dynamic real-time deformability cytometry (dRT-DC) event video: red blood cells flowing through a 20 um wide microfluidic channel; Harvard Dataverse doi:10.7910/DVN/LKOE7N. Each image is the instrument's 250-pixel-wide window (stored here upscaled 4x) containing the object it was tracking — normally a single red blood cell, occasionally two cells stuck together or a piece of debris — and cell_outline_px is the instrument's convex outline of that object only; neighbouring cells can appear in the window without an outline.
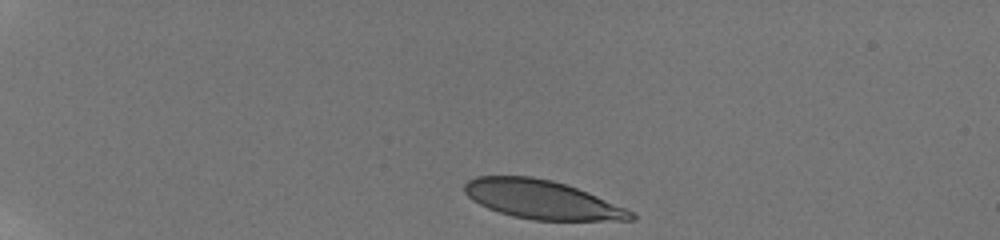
{"species": "human", "species_latin": "Homo sapiens", "temperature_condition": "room temperature", "stored_images_in_passage": 34, "camera_frame_rate_fps": 3000, "um_per_image_px": 0.085, "donor": {"sex": "male"}, "frame": {"image": 1, "passage_image": 1, "time_ms": 0.0, "image_size_px": [1000, 240], "cell_outline_px": [[636, 220], [532, 220], [512, 216], [488, 208], [472, 200], [464, 192], [464, 184], [468, 180], [476, 176], [532, 176], [552, 180], [588, 192], [624, 208], [632, 212], [636, 216]], "centroid_in_image_um": [46.02, 16.96], "position_along_channel_um": 39.0, "area_um2": 37.28}}
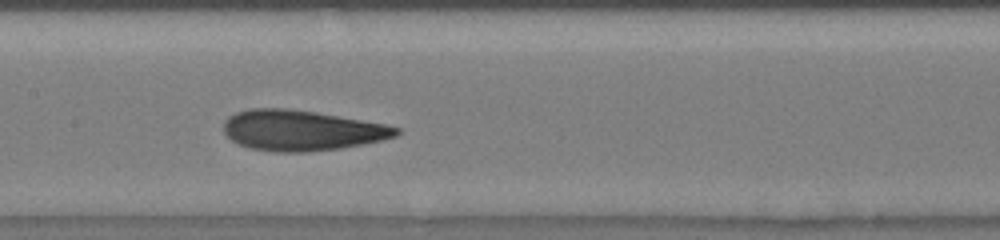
{"frame": {"image": 2, "passage_image": 18, "time_ms": 6.0, "image_size_px": [1000, 240], "cell_outline_px": [[400, 132], [396, 136], [384, 140], [364, 144], [340, 148], [308, 152], [276, 152], [248, 148], [232, 140], [224, 132], [224, 120], [228, 116], [236, 112], [248, 108], [288, 108], [316, 112], [384, 124], [400, 128]], "centroid_in_image_um": [25.62, 11.08], "position_along_channel_um": 181.8, "area_um2": 40.81}}
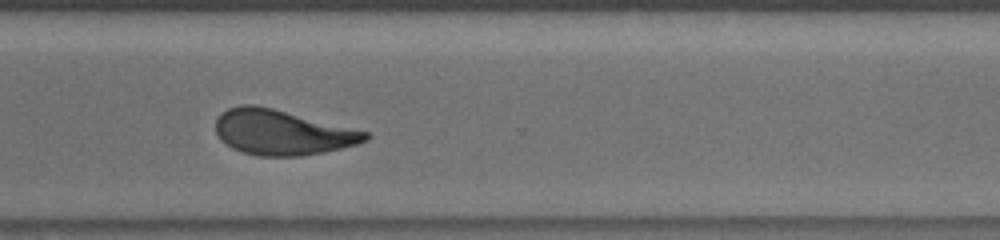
{"frame": {"image": 3, "passage_image": 30, "time_ms": 10.333, "image_size_px": [1000, 240], "cell_outline_px": [[372, 136], [368, 140], [356, 144], [324, 152], [300, 156], [260, 156], [244, 152], [232, 148], [220, 140], [216, 132], [216, 120], [220, 112], [228, 108], [240, 104], [252, 104], [272, 108], [368, 132]], "centroid_in_image_um": [23.94, 11.25], "position_along_channel_um": 346.7, "area_um2": 39.19}, "authors_computed_cell_mechanics": {"area_um2": 39.3618, "velocity_mm_per_s": 3.8201, "shape_relaxation_time_tau1_ms": 5.362, "shape_relaxation_time_tau2_ms": 1.4673, "deformation_change_tau1": 0.1836, "deformation_change_tau2": 0.0894}}